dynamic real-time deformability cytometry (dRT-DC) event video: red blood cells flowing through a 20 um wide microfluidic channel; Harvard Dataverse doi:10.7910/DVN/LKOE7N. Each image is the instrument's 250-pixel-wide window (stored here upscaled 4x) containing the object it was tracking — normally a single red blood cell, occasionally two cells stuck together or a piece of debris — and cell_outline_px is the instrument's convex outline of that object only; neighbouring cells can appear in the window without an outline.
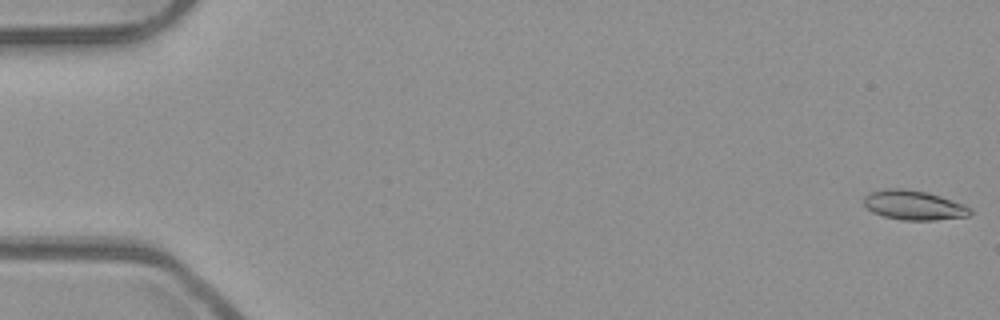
{"species": "common noctule bat (a hibernating species)", "species_latin": "Nyctalus noctula", "temperature_condition": "room temperature", "stored_images_in_passage": 2, "camera_frame_rate_fps": 3000, "um_per_image_px": 0.085, "animal": {"sex": "male", "body_mass_g": 23.1, "forearm_length_mm": 52.7}, "frame": {"image": 1, "passage_image": 1, "time_ms": 0.0, "image_size_px": [1000, 320], "cell_outline_px": [[972, 212], [968, 216], [936, 220], [900, 220], [884, 216], [872, 212], [864, 204], [864, 196], [868, 192], [884, 188], [904, 188], [928, 192], [964, 204], [972, 208]], "centroid_in_image_um": [77.66, 17.43], "position_along_channel_um": 7.3, "area_um2": 18.5}}